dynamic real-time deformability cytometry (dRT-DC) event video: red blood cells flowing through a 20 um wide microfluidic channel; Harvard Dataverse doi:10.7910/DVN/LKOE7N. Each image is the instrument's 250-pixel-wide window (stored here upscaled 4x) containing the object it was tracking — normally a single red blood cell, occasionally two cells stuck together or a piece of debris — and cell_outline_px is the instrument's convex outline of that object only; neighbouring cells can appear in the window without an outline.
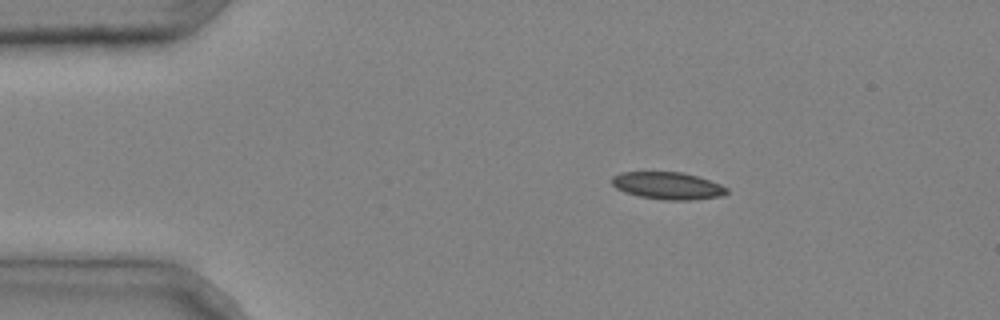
{"species": "common noctule bat (a hibernating species)", "species_latin": "Nyctalus noctula", "temperature_condition": "cold", "stored_images_in_passage": 2, "camera_frame_rate_fps": 3000, "um_per_image_px": 0.085, "animal": {"sex": "male", "body_mass_g": 20.4}, "frame": {"image": 1, "passage_image": 1, "time_ms": 0.0, "image_size_px": [1000, 320], "cell_outline_px": [[728, 192], [720, 196], [692, 200], [664, 200], [640, 196], [624, 192], [616, 188], [612, 184], [612, 176], [620, 172], [680, 172], [696, 176], [720, 184], [728, 188]], "centroid_in_image_um": [56.73, 15.78], "position_along_channel_um": 28.3, "area_um2": 18.15}}